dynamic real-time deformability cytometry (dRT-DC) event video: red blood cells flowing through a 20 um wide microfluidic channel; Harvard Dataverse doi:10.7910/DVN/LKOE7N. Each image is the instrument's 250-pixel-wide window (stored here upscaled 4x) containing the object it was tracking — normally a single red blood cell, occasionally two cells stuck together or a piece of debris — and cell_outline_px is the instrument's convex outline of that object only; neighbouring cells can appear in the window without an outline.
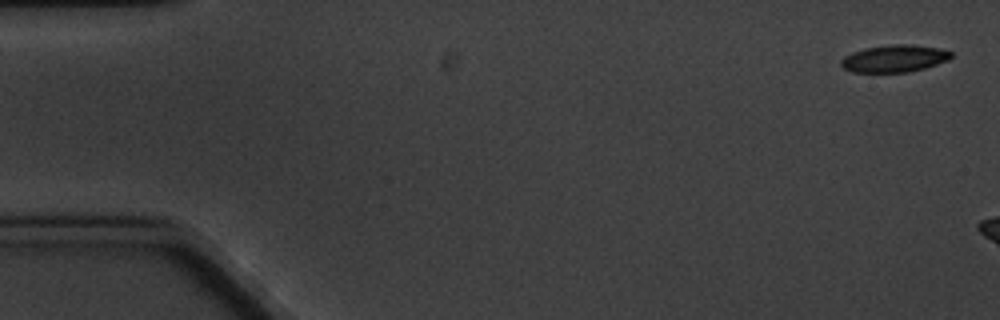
{"species": "common noctule bat (a hibernating species)", "species_latin": "Nyctalus noctula", "temperature_condition": "cold", "stored_images_in_passage": 3, "camera_frame_rate_fps": 3000, "um_per_image_px": 0.085, "animal": {"sex": "male", "body_mass_g": 20.1, "forearm_length_mm": 53.5}, "frame": {"image": 1, "passage_image": 1, "time_ms": 0.0, "image_size_px": [1000, 320], "cell_outline_px": [[952, 56], [948, 60], [924, 68], [908, 72], [852, 72], [844, 68], [840, 64], [840, 60], [844, 56], [852, 52], [864, 48], [892, 44], [908, 44], [936, 48], [952, 52]], "centroid_in_image_um": [75.98, 4.97], "position_along_channel_um": 9.0, "area_um2": 17.34}}